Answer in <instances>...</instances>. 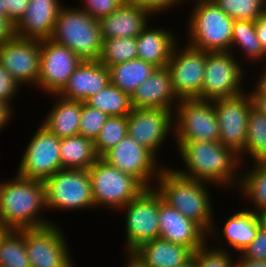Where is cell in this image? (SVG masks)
Wrapping results in <instances>:
<instances>
[{"label":"cell","instance_id":"obj_20","mask_svg":"<svg viewBox=\"0 0 266 267\" xmlns=\"http://www.w3.org/2000/svg\"><path fill=\"white\" fill-rule=\"evenodd\" d=\"M110 83L109 68L99 60H83L57 94L68 100L85 102Z\"/></svg>","mask_w":266,"mask_h":267},{"label":"cell","instance_id":"obj_47","mask_svg":"<svg viewBox=\"0 0 266 267\" xmlns=\"http://www.w3.org/2000/svg\"><path fill=\"white\" fill-rule=\"evenodd\" d=\"M10 103L5 101H0V130L8 123L10 119V115L12 114L11 111L12 107Z\"/></svg>","mask_w":266,"mask_h":267},{"label":"cell","instance_id":"obj_35","mask_svg":"<svg viewBox=\"0 0 266 267\" xmlns=\"http://www.w3.org/2000/svg\"><path fill=\"white\" fill-rule=\"evenodd\" d=\"M137 58L136 37L104 39L99 61L106 67Z\"/></svg>","mask_w":266,"mask_h":267},{"label":"cell","instance_id":"obj_48","mask_svg":"<svg viewBox=\"0 0 266 267\" xmlns=\"http://www.w3.org/2000/svg\"><path fill=\"white\" fill-rule=\"evenodd\" d=\"M253 107L266 115V94H250Z\"/></svg>","mask_w":266,"mask_h":267},{"label":"cell","instance_id":"obj_40","mask_svg":"<svg viewBox=\"0 0 266 267\" xmlns=\"http://www.w3.org/2000/svg\"><path fill=\"white\" fill-rule=\"evenodd\" d=\"M85 5L81 9L95 19L108 16L117 10L127 0H84Z\"/></svg>","mask_w":266,"mask_h":267},{"label":"cell","instance_id":"obj_13","mask_svg":"<svg viewBox=\"0 0 266 267\" xmlns=\"http://www.w3.org/2000/svg\"><path fill=\"white\" fill-rule=\"evenodd\" d=\"M213 100L219 124V142L240 154L246 145L247 123L253 102L250 94Z\"/></svg>","mask_w":266,"mask_h":267},{"label":"cell","instance_id":"obj_16","mask_svg":"<svg viewBox=\"0 0 266 267\" xmlns=\"http://www.w3.org/2000/svg\"><path fill=\"white\" fill-rule=\"evenodd\" d=\"M101 158L123 173L136 178L146 189L152 187V178H158L164 168L157 167L155 155L128 134Z\"/></svg>","mask_w":266,"mask_h":267},{"label":"cell","instance_id":"obj_52","mask_svg":"<svg viewBox=\"0 0 266 267\" xmlns=\"http://www.w3.org/2000/svg\"><path fill=\"white\" fill-rule=\"evenodd\" d=\"M259 222H260V226L266 230V211L257 213Z\"/></svg>","mask_w":266,"mask_h":267},{"label":"cell","instance_id":"obj_17","mask_svg":"<svg viewBox=\"0 0 266 267\" xmlns=\"http://www.w3.org/2000/svg\"><path fill=\"white\" fill-rule=\"evenodd\" d=\"M0 64L20 84L37 85L40 72V40L14 35L0 45Z\"/></svg>","mask_w":266,"mask_h":267},{"label":"cell","instance_id":"obj_45","mask_svg":"<svg viewBox=\"0 0 266 267\" xmlns=\"http://www.w3.org/2000/svg\"><path fill=\"white\" fill-rule=\"evenodd\" d=\"M15 35L14 24L5 17H0V45Z\"/></svg>","mask_w":266,"mask_h":267},{"label":"cell","instance_id":"obj_41","mask_svg":"<svg viewBox=\"0 0 266 267\" xmlns=\"http://www.w3.org/2000/svg\"><path fill=\"white\" fill-rule=\"evenodd\" d=\"M241 253L245 259L266 260V230L260 226L256 237Z\"/></svg>","mask_w":266,"mask_h":267},{"label":"cell","instance_id":"obj_25","mask_svg":"<svg viewBox=\"0 0 266 267\" xmlns=\"http://www.w3.org/2000/svg\"><path fill=\"white\" fill-rule=\"evenodd\" d=\"M162 28L151 29L147 26L136 37L137 58L149 62L157 68L167 66L176 40L171 32Z\"/></svg>","mask_w":266,"mask_h":267},{"label":"cell","instance_id":"obj_46","mask_svg":"<svg viewBox=\"0 0 266 267\" xmlns=\"http://www.w3.org/2000/svg\"><path fill=\"white\" fill-rule=\"evenodd\" d=\"M255 29L261 46L266 52V9L263 11L261 16L255 21Z\"/></svg>","mask_w":266,"mask_h":267},{"label":"cell","instance_id":"obj_22","mask_svg":"<svg viewBox=\"0 0 266 267\" xmlns=\"http://www.w3.org/2000/svg\"><path fill=\"white\" fill-rule=\"evenodd\" d=\"M152 13L129 0L117 10L99 19L102 40L109 38L137 37L148 25Z\"/></svg>","mask_w":266,"mask_h":267},{"label":"cell","instance_id":"obj_18","mask_svg":"<svg viewBox=\"0 0 266 267\" xmlns=\"http://www.w3.org/2000/svg\"><path fill=\"white\" fill-rule=\"evenodd\" d=\"M174 112L165 109L133 108L127 116V133L154 155L174 126ZM170 129V130H169Z\"/></svg>","mask_w":266,"mask_h":267},{"label":"cell","instance_id":"obj_24","mask_svg":"<svg viewBox=\"0 0 266 267\" xmlns=\"http://www.w3.org/2000/svg\"><path fill=\"white\" fill-rule=\"evenodd\" d=\"M131 254L145 267H177L188 261L193 252L159 237L141 244Z\"/></svg>","mask_w":266,"mask_h":267},{"label":"cell","instance_id":"obj_6","mask_svg":"<svg viewBox=\"0 0 266 267\" xmlns=\"http://www.w3.org/2000/svg\"><path fill=\"white\" fill-rule=\"evenodd\" d=\"M95 207L121 209L146 188L133 176L123 173L99 157L88 169Z\"/></svg>","mask_w":266,"mask_h":267},{"label":"cell","instance_id":"obj_10","mask_svg":"<svg viewBox=\"0 0 266 267\" xmlns=\"http://www.w3.org/2000/svg\"><path fill=\"white\" fill-rule=\"evenodd\" d=\"M229 51L208 52L201 94L197 99L215 100L243 92L241 65Z\"/></svg>","mask_w":266,"mask_h":267},{"label":"cell","instance_id":"obj_3","mask_svg":"<svg viewBox=\"0 0 266 267\" xmlns=\"http://www.w3.org/2000/svg\"><path fill=\"white\" fill-rule=\"evenodd\" d=\"M155 182L158 183L154 188L157 186L156 191L164 202L193 220L206 233L212 235L215 232L211 216L212 202L204 185L208 182L183 177L167 167L162 169Z\"/></svg>","mask_w":266,"mask_h":267},{"label":"cell","instance_id":"obj_54","mask_svg":"<svg viewBox=\"0 0 266 267\" xmlns=\"http://www.w3.org/2000/svg\"><path fill=\"white\" fill-rule=\"evenodd\" d=\"M5 3L4 0H0V17H5Z\"/></svg>","mask_w":266,"mask_h":267},{"label":"cell","instance_id":"obj_51","mask_svg":"<svg viewBox=\"0 0 266 267\" xmlns=\"http://www.w3.org/2000/svg\"><path fill=\"white\" fill-rule=\"evenodd\" d=\"M128 257V262L125 267H145L135 256L131 253L126 254Z\"/></svg>","mask_w":266,"mask_h":267},{"label":"cell","instance_id":"obj_12","mask_svg":"<svg viewBox=\"0 0 266 267\" xmlns=\"http://www.w3.org/2000/svg\"><path fill=\"white\" fill-rule=\"evenodd\" d=\"M186 45L184 49H177L176 43L166 66L171 74L173 91L178 98L176 102L198 98L204 79L208 52L196 49L187 43Z\"/></svg>","mask_w":266,"mask_h":267},{"label":"cell","instance_id":"obj_8","mask_svg":"<svg viewBox=\"0 0 266 267\" xmlns=\"http://www.w3.org/2000/svg\"><path fill=\"white\" fill-rule=\"evenodd\" d=\"M176 105V142L219 141V124L211 100L182 99Z\"/></svg>","mask_w":266,"mask_h":267},{"label":"cell","instance_id":"obj_34","mask_svg":"<svg viewBox=\"0 0 266 267\" xmlns=\"http://www.w3.org/2000/svg\"><path fill=\"white\" fill-rule=\"evenodd\" d=\"M237 46H239L242 51L244 50L247 59L252 58V60H259L263 57L266 58V52L257 37L255 21H233L231 48Z\"/></svg>","mask_w":266,"mask_h":267},{"label":"cell","instance_id":"obj_38","mask_svg":"<svg viewBox=\"0 0 266 267\" xmlns=\"http://www.w3.org/2000/svg\"><path fill=\"white\" fill-rule=\"evenodd\" d=\"M108 117L109 116L102 111L90 107L85 102H82L79 135L94 142Z\"/></svg>","mask_w":266,"mask_h":267},{"label":"cell","instance_id":"obj_14","mask_svg":"<svg viewBox=\"0 0 266 267\" xmlns=\"http://www.w3.org/2000/svg\"><path fill=\"white\" fill-rule=\"evenodd\" d=\"M61 231L53 222L41 228L24 229L31 267H73Z\"/></svg>","mask_w":266,"mask_h":267},{"label":"cell","instance_id":"obj_31","mask_svg":"<svg viewBox=\"0 0 266 267\" xmlns=\"http://www.w3.org/2000/svg\"><path fill=\"white\" fill-rule=\"evenodd\" d=\"M0 267H31L24 229L5 230L0 236Z\"/></svg>","mask_w":266,"mask_h":267},{"label":"cell","instance_id":"obj_7","mask_svg":"<svg viewBox=\"0 0 266 267\" xmlns=\"http://www.w3.org/2000/svg\"><path fill=\"white\" fill-rule=\"evenodd\" d=\"M46 209L95 206L88 169H61L44 181Z\"/></svg>","mask_w":266,"mask_h":267},{"label":"cell","instance_id":"obj_26","mask_svg":"<svg viewBox=\"0 0 266 267\" xmlns=\"http://www.w3.org/2000/svg\"><path fill=\"white\" fill-rule=\"evenodd\" d=\"M57 103L48 113L43 126L58 138L79 135L82 101L68 100L55 94Z\"/></svg>","mask_w":266,"mask_h":267},{"label":"cell","instance_id":"obj_32","mask_svg":"<svg viewBox=\"0 0 266 267\" xmlns=\"http://www.w3.org/2000/svg\"><path fill=\"white\" fill-rule=\"evenodd\" d=\"M255 162H266V115L252 107L248 115L247 139L244 150Z\"/></svg>","mask_w":266,"mask_h":267},{"label":"cell","instance_id":"obj_33","mask_svg":"<svg viewBox=\"0 0 266 267\" xmlns=\"http://www.w3.org/2000/svg\"><path fill=\"white\" fill-rule=\"evenodd\" d=\"M257 164V165H256ZM252 170L247 171L240 184V192L252 200L255 213L266 211V162H257ZM257 209V210H256Z\"/></svg>","mask_w":266,"mask_h":267},{"label":"cell","instance_id":"obj_9","mask_svg":"<svg viewBox=\"0 0 266 267\" xmlns=\"http://www.w3.org/2000/svg\"><path fill=\"white\" fill-rule=\"evenodd\" d=\"M121 209L126 212L127 253H132L145 242L159 238L158 192L155 188L145 189Z\"/></svg>","mask_w":266,"mask_h":267},{"label":"cell","instance_id":"obj_37","mask_svg":"<svg viewBox=\"0 0 266 267\" xmlns=\"http://www.w3.org/2000/svg\"><path fill=\"white\" fill-rule=\"evenodd\" d=\"M233 20L256 21L266 9L265 0H213Z\"/></svg>","mask_w":266,"mask_h":267},{"label":"cell","instance_id":"obj_44","mask_svg":"<svg viewBox=\"0 0 266 267\" xmlns=\"http://www.w3.org/2000/svg\"><path fill=\"white\" fill-rule=\"evenodd\" d=\"M136 5L148 9L152 14L165 11L166 9L174 7L183 0H129Z\"/></svg>","mask_w":266,"mask_h":267},{"label":"cell","instance_id":"obj_55","mask_svg":"<svg viewBox=\"0 0 266 267\" xmlns=\"http://www.w3.org/2000/svg\"><path fill=\"white\" fill-rule=\"evenodd\" d=\"M5 230L6 229L4 228L2 222L0 221V236L5 232Z\"/></svg>","mask_w":266,"mask_h":267},{"label":"cell","instance_id":"obj_28","mask_svg":"<svg viewBox=\"0 0 266 267\" xmlns=\"http://www.w3.org/2000/svg\"><path fill=\"white\" fill-rule=\"evenodd\" d=\"M260 222L253 210L233 214L224 224L223 234L229 247L239 252L244 250L256 237Z\"/></svg>","mask_w":266,"mask_h":267},{"label":"cell","instance_id":"obj_4","mask_svg":"<svg viewBox=\"0 0 266 267\" xmlns=\"http://www.w3.org/2000/svg\"><path fill=\"white\" fill-rule=\"evenodd\" d=\"M51 40L68 47L82 60H99L101 56L99 20L80 8L61 7Z\"/></svg>","mask_w":266,"mask_h":267},{"label":"cell","instance_id":"obj_21","mask_svg":"<svg viewBox=\"0 0 266 267\" xmlns=\"http://www.w3.org/2000/svg\"><path fill=\"white\" fill-rule=\"evenodd\" d=\"M60 9L58 0H30L24 15L14 25L15 35L35 40L51 39Z\"/></svg>","mask_w":266,"mask_h":267},{"label":"cell","instance_id":"obj_27","mask_svg":"<svg viewBox=\"0 0 266 267\" xmlns=\"http://www.w3.org/2000/svg\"><path fill=\"white\" fill-rule=\"evenodd\" d=\"M110 82L130 96L156 70V66L142 59H134L109 66Z\"/></svg>","mask_w":266,"mask_h":267},{"label":"cell","instance_id":"obj_30","mask_svg":"<svg viewBox=\"0 0 266 267\" xmlns=\"http://www.w3.org/2000/svg\"><path fill=\"white\" fill-rule=\"evenodd\" d=\"M85 103L108 116H128L133 109L131 96L111 82L102 91L89 97Z\"/></svg>","mask_w":266,"mask_h":267},{"label":"cell","instance_id":"obj_29","mask_svg":"<svg viewBox=\"0 0 266 267\" xmlns=\"http://www.w3.org/2000/svg\"><path fill=\"white\" fill-rule=\"evenodd\" d=\"M62 169H89L99 158L94 142L77 135L60 139Z\"/></svg>","mask_w":266,"mask_h":267},{"label":"cell","instance_id":"obj_49","mask_svg":"<svg viewBox=\"0 0 266 267\" xmlns=\"http://www.w3.org/2000/svg\"><path fill=\"white\" fill-rule=\"evenodd\" d=\"M238 260L236 264L233 262V267H266V260H250L242 256Z\"/></svg>","mask_w":266,"mask_h":267},{"label":"cell","instance_id":"obj_23","mask_svg":"<svg viewBox=\"0 0 266 267\" xmlns=\"http://www.w3.org/2000/svg\"><path fill=\"white\" fill-rule=\"evenodd\" d=\"M177 96L172 88L171 74L167 67L156 68L150 77L142 83L131 96L133 108L176 109L173 101ZM174 109H173V108Z\"/></svg>","mask_w":266,"mask_h":267},{"label":"cell","instance_id":"obj_15","mask_svg":"<svg viewBox=\"0 0 266 267\" xmlns=\"http://www.w3.org/2000/svg\"><path fill=\"white\" fill-rule=\"evenodd\" d=\"M82 61L68 47L51 39L40 40L39 88L51 95L58 94Z\"/></svg>","mask_w":266,"mask_h":267},{"label":"cell","instance_id":"obj_2","mask_svg":"<svg viewBox=\"0 0 266 267\" xmlns=\"http://www.w3.org/2000/svg\"><path fill=\"white\" fill-rule=\"evenodd\" d=\"M0 187V221L6 230L41 228L52 223L38 218L45 208L43 181L26 179L16 174ZM42 208V209H41Z\"/></svg>","mask_w":266,"mask_h":267},{"label":"cell","instance_id":"obj_36","mask_svg":"<svg viewBox=\"0 0 266 267\" xmlns=\"http://www.w3.org/2000/svg\"><path fill=\"white\" fill-rule=\"evenodd\" d=\"M127 134V116H109L94 141L97 156L102 157Z\"/></svg>","mask_w":266,"mask_h":267},{"label":"cell","instance_id":"obj_11","mask_svg":"<svg viewBox=\"0 0 266 267\" xmlns=\"http://www.w3.org/2000/svg\"><path fill=\"white\" fill-rule=\"evenodd\" d=\"M59 149L60 138L41 125L23 152L17 175L44 182L62 169Z\"/></svg>","mask_w":266,"mask_h":267},{"label":"cell","instance_id":"obj_53","mask_svg":"<svg viewBox=\"0 0 266 267\" xmlns=\"http://www.w3.org/2000/svg\"><path fill=\"white\" fill-rule=\"evenodd\" d=\"M177 267H196V265H195V259L193 257H191L184 264H182L180 266H177Z\"/></svg>","mask_w":266,"mask_h":267},{"label":"cell","instance_id":"obj_5","mask_svg":"<svg viewBox=\"0 0 266 267\" xmlns=\"http://www.w3.org/2000/svg\"><path fill=\"white\" fill-rule=\"evenodd\" d=\"M196 2L189 19L190 42L188 41V44L207 52H232L234 20L225 14L213 0H196Z\"/></svg>","mask_w":266,"mask_h":267},{"label":"cell","instance_id":"obj_42","mask_svg":"<svg viewBox=\"0 0 266 267\" xmlns=\"http://www.w3.org/2000/svg\"><path fill=\"white\" fill-rule=\"evenodd\" d=\"M21 85L0 64V101L10 103Z\"/></svg>","mask_w":266,"mask_h":267},{"label":"cell","instance_id":"obj_19","mask_svg":"<svg viewBox=\"0 0 266 267\" xmlns=\"http://www.w3.org/2000/svg\"><path fill=\"white\" fill-rule=\"evenodd\" d=\"M158 210L160 238L188 247L193 253L207 244V233L193 220L164 202L159 193Z\"/></svg>","mask_w":266,"mask_h":267},{"label":"cell","instance_id":"obj_39","mask_svg":"<svg viewBox=\"0 0 266 267\" xmlns=\"http://www.w3.org/2000/svg\"><path fill=\"white\" fill-rule=\"evenodd\" d=\"M224 249L207 248L206 244L196 250L192 257L195 259L196 267H233L230 253Z\"/></svg>","mask_w":266,"mask_h":267},{"label":"cell","instance_id":"obj_43","mask_svg":"<svg viewBox=\"0 0 266 267\" xmlns=\"http://www.w3.org/2000/svg\"><path fill=\"white\" fill-rule=\"evenodd\" d=\"M30 0H4L5 18H8L14 25L24 15Z\"/></svg>","mask_w":266,"mask_h":267},{"label":"cell","instance_id":"obj_1","mask_svg":"<svg viewBox=\"0 0 266 267\" xmlns=\"http://www.w3.org/2000/svg\"><path fill=\"white\" fill-rule=\"evenodd\" d=\"M179 154L187 168L176 170L183 177L216 183L220 185L241 184L242 178H236V167L239 165L240 155L221 144L219 141H187L177 142ZM236 181L234 183V181ZM234 183V184H233Z\"/></svg>","mask_w":266,"mask_h":267},{"label":"cell","instance_id":"obj_50","mask_svg":"<svg viewBox=\"0 0 266 267\" xmlns=\"http://www.w3.org/2000/svg\"><path fill=\"white\" fill-rule=\"evenodd\" d=\"M257 82L255 90L251 93L249 92V94H266V70H264L262 77L260 76V80Z\"/></svg>","mask_w":266,"mask_h":267}]
</instances>
